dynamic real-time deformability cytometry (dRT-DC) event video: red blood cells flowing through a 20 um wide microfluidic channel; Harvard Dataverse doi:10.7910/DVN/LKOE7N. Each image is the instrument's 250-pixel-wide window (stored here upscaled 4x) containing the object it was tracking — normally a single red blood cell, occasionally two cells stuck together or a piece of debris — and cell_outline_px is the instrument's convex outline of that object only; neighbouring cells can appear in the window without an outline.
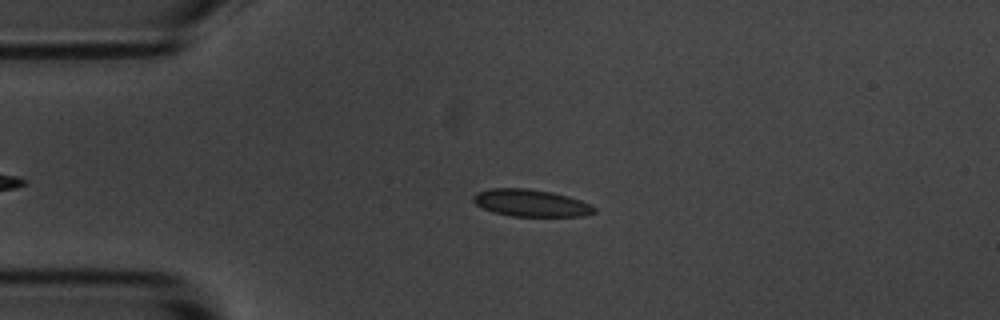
{"species": "common noctule bat (a hibernating species)", "species_latin": "Nyctalus noctula", "temperature_condition": "room temperature", "stored_images_in_passage": 4, "camera_frame_rate_fps": 3000, "um_per_image_px": 0.085, "animal": {"sex": "male", "body_mass_g": 20.1, "forearm_length_mm": 53.5}, "frame": {"image": 1, "passage_image": 3, "time_ms": 2.333, "image_size_px": [1000, 320], "cell_outline_px": [[596, 212], [584, 216], [512, 216], [492, 212], [476, 204], [472, 200], [472, 196], [476, 192], [492, 188], [528, 188], [552, 192], [568, 196], [592, 204], [596, 208]], "centroid_in_image_um": [45.14, 17.25], "position_along_channel_um": 39.9, "area_um2": 19.25}}